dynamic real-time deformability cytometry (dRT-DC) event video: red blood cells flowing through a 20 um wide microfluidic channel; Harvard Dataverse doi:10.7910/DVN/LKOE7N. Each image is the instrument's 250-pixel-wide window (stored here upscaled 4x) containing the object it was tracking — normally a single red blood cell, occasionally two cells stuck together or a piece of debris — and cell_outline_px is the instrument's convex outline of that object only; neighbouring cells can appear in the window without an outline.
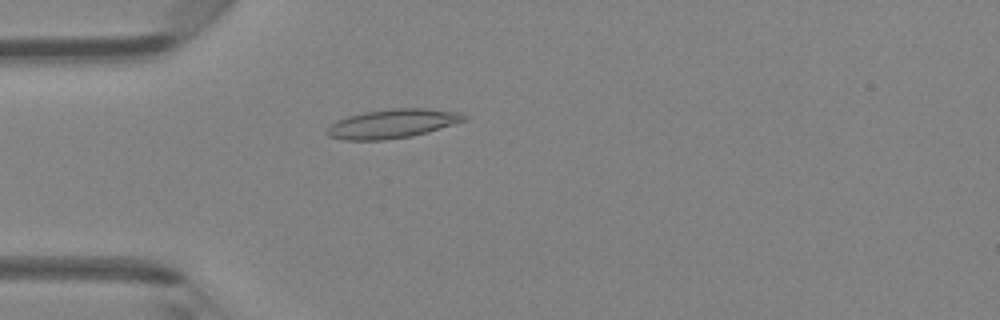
{"species": "Egyptian fruit bat (a non-hibernating species)", "species_latin": "Rousettus aegyptiacus", "temperature_condition": "room temperature", "stored_images_in_passage": 4, "camera_frame_rate_fps": 3000, "um_per_image_px": 0.085, "animal": {"sex": "female"}, "frame": {"image": 1, "passage_image": 4, "time_ms": 1.0, "image_size_px": [1000, 320], "cell_outline_px": [[468, 120], [428, 132], [412, 136], [384, 140], [344, 140], [328, 136], [324, 132], [336, 120], [348, 116], [364, 112], [392, 108], [424, 108], [460, 112], [468, 116]], "centroid_in_image_um": [33.38, 10.51], "position_along_channel_um": 51.6, "area_um2": 23.35}}